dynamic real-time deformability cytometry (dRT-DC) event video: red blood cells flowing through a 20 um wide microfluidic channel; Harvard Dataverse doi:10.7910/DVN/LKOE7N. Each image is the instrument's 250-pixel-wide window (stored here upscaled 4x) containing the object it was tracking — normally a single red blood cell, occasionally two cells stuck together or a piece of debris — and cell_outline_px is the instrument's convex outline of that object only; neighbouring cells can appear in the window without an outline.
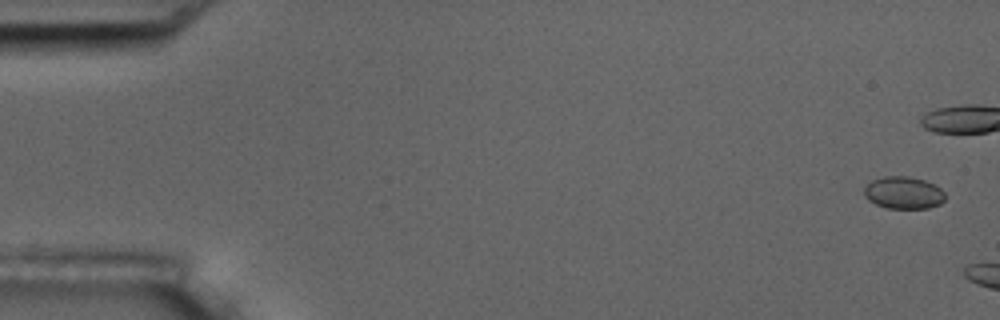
{"species": "common noctule bat (a hibernating species)", "species_latin": "Nyctalus noctula", "temperature_condition": "room temperature", "stored_images_in_passage": 3, "camera_frame_rate_fps": 3000, "um_per_image_px": 0.085, "animal": {"sex": "male", "body_mass_g": 17.5, "forearm_length_mm": 52.3}, "frame": {"image": 1, "passage_image": 1, "time_ms": 0.0, "image_size_px": [1000, 320], "cell_outline_px": [[944, 200], [940, 204], [928, 208], [888, 208], [876, 204], [868, 200], [864, 196], [864, 188], [872, 180], [884, 176], [908, 176], [924, 180], [940, 188], [944, 192]], "centroid_in_image_um": [76.78, 16.38], "position_along_channel_um": 8.2, "area_um2": 15.14}}